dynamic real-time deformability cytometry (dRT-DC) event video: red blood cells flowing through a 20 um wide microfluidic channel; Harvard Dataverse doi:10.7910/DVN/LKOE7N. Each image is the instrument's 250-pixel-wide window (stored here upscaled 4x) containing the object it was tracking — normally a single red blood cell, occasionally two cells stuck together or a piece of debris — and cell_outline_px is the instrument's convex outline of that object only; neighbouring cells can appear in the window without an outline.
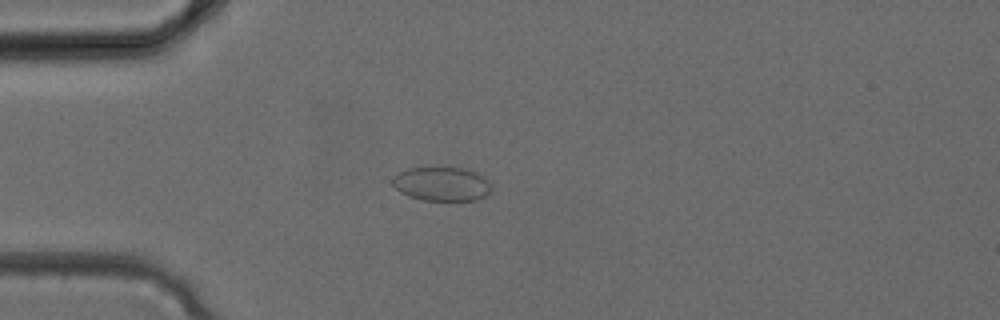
{"species": "common noctule bat (a hibernating species)", "species_latin": "Nyctalus noctula", "temperature_condition": "cold", "stored_images_in_passage": 26, "camera_frame_rate_fps": 3000, "um_per_image_px": 0.085, "animal": {"sex": "female", "body_mass_g": 24.6, "forearm_length_mm": 56.2}, "frame": {"image": 1, "passage_image": 1, "time_ms": 0.0, "image_size_px": [1000, 320], "cell_outline_px": [[492, 188], [484, 196], [476, 200], [424, 200], [408, 196], [400, 192], [392, 184], [392, 176], [408, 168], [464, 168], [476, 172], [492, 180]], "centroid_in_image_um": [37.58, 15.63], "position_along_channel_um": 47.4, "area_um2": 19.71}}
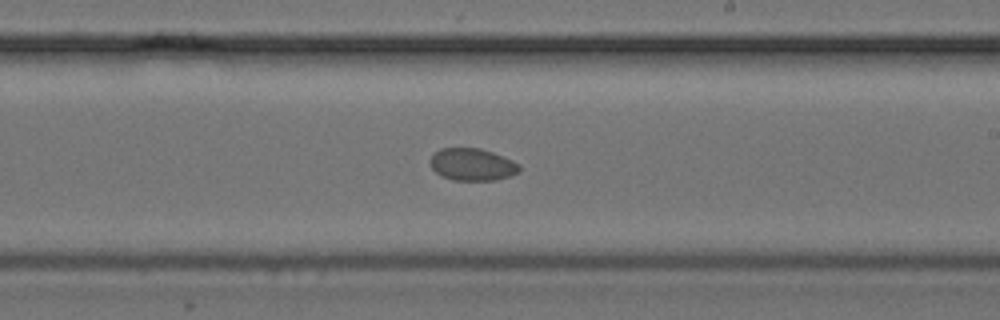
{"frame": {"image": 2, "passage_image": 12, "time_ms": 3.667, "image_size_px": [1000, 320], "cell_outline_px": [[520, 172], [496, 180], [452, 180], [440, 176], [432, 168], [428, 160], [440, 148], [480, 148], [504, 156], [520, 164]], "centroid_in_image_um": [40.14, 13.98], "position_along_channel_um": 248.9, "area_um2": 16.88}}
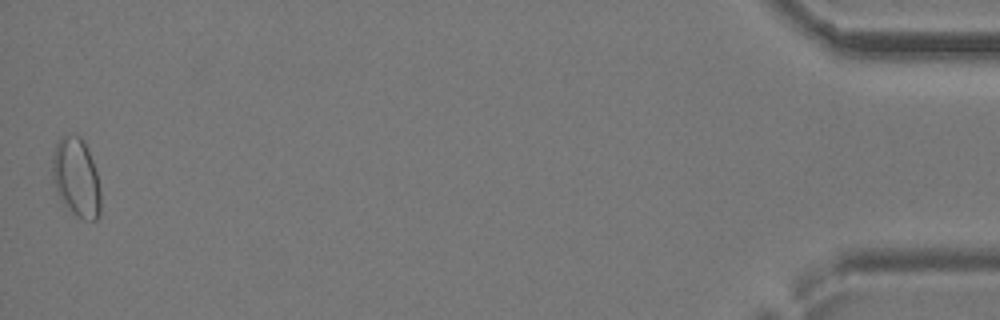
{"frame": {"image": 3, "passage_image": 26, "time_ms": 8.333, "image_size_px": [1000, 320], "cell_outline_px": [[100, 216], [96, 220], [84, 220], [76, 216], [72, 212], [60, 196], [52, 180], [52, 152], [60, 136], [80, 136], [84, 140], [88, 148], [96, 172], [100, 188]], "centroid_in_image_um": [6.49, 15.08], "position_along_channel_um": 428.7, "area_um2": 22.14}}